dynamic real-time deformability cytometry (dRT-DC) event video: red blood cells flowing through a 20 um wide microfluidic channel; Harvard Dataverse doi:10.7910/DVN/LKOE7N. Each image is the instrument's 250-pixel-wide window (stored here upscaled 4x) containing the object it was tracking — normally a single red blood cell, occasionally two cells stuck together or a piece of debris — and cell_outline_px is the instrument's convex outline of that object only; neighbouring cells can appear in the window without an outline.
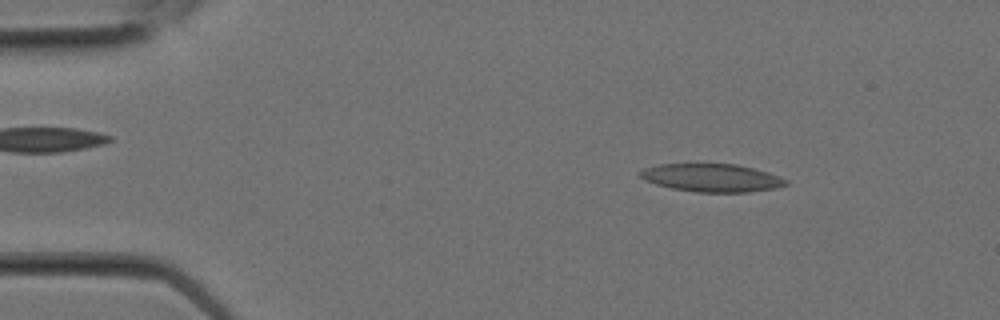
{"species": "Egyptian fruit bat (a non-hibernating species)", "species_latin": "Rousettus aegyptiacus", "temperature_condition": "room temperature", "stored_images_in_passage": 2, "camera_frame_rate_fps": 3000, "um_per_image_px": 0.085, "animal": {"sex": "female"}, "frame": {"image": 1, "passage_image": 2, "time_ms": 0.333, "image_size_px": [1000, 320], "cell_outline_px": [[788, 184], [776, 188], [748, 192], [696, 192], [672, 188], [656, 184], [644, 180], [640, 176], [640, 172], [644, 168], [660, 164], [736, 164], [768, 172], [780, 176], [788, 180]], "centroid_in_image_um": [60.52, 15.11], "position_along_channel_um": 24.5, "area_um2": 23.7}}